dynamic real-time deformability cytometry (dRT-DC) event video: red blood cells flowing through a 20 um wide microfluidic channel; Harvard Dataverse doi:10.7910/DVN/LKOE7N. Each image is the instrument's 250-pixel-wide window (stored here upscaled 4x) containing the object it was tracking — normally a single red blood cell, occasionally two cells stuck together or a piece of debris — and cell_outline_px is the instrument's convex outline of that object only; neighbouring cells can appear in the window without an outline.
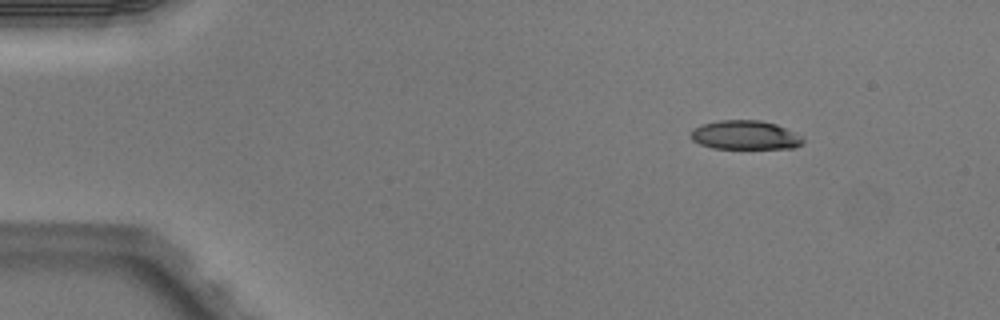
{"species": "Egyptian fruit bat (a non-hibernating species)", "species_latin": "Rousettus aegyptiacus", "temperature_condition": "warm", "stored_images_in_passage": 4, "camera_frame_rate_fps": 3000, "um_per_image_px": 0.085, "animal": {"sex": "male"}, "frame": {"image": 1, "passage_image": 1, "time_ms": 0.0, "image_size_px": [1000, 320], "cell_outline_px": [[804, 144], [796, 148], [712, 148], [700, 144], [692, 140], [688, 136], [692, 128], [700, 124], [720, 120], [760, 120], [776, 124], [796, 132], [804, 140]], "centroid_in_image_um": [63.32, 11.48], "position_along_channel_um": 21.7, "area_um2": 19.25}}
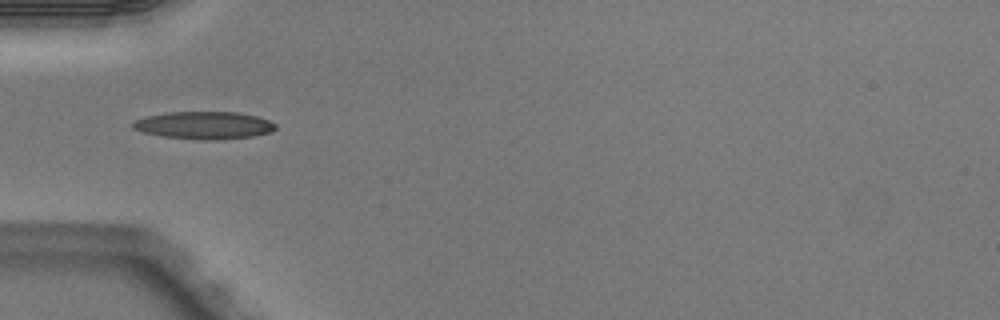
{"frame": {"image": 2, "passage_image": 3, "time_ms": 0.667, "image_size_px": [1000, 320], "cell_outline_px": [[276, 128], [272, 132], [252, 136], [216, 140], [212, 140], [164, 136], [144, 132], [132, 128], [132, 124], [136, 120], [148, 116], [168, 112], [236, 112], [256, 116], [268, 120], [276, 124]], "centroid_in_image_um": [17.39, 10.64], "position_along_channel_um": 67.6, "area_um2": 22.54}}
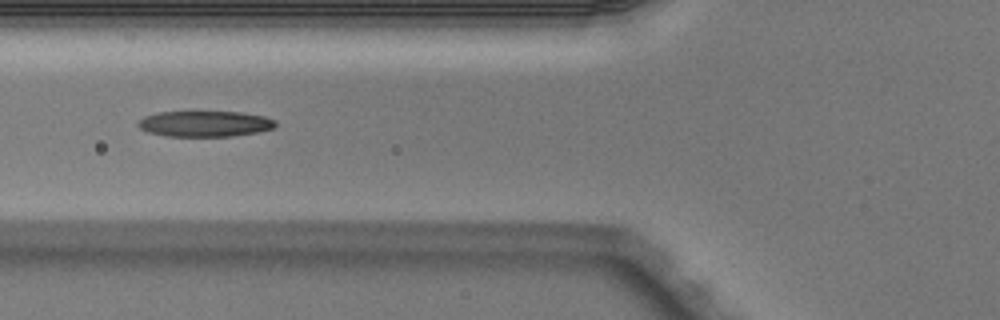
{"frame": {"image": 3, "passage_image": 4, "time_ms": 1.0, "image_size_px": [1000, 320], "cell_outline_px": [[276, 124], [272, 128], [260, 132], [232, 136], [168, 136], [148, 132], [140, 128], [136, 124], [144, 116], [156, 112], [240, 112], [264, 116], [276, 120]], "centroid_in_image_um": [17.41, 10.52], "position_along_channel_um": 108.4, "area_um2": 20.63}}